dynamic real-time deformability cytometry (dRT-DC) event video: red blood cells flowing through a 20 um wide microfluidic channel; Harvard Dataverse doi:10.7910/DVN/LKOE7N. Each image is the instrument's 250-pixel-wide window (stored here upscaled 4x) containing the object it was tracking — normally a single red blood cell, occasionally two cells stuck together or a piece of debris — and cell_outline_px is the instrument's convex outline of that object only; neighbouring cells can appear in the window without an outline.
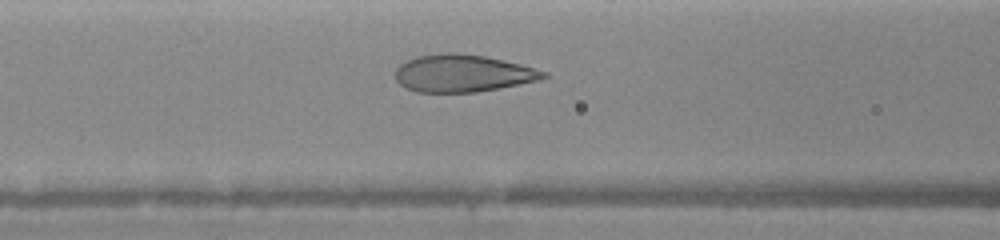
{"species": "human", "species_latin": "Homo sapiens", "temperature_condition": "warm", "stored_images_in_passage": 29, "camera_frame_rate_fps": 3000, "um_per_image_px": 0.085, "donor": {"sex": "female"}, "frame": {"image": 1, "passage_image": 12, "time_ms": 4.0, "image_size_px": [1000, 240], "cell_outline_px": [[548, 76], [540, 80], [520, 84], [476, 92], [416, 92], [404, 88], [396, 80], [396, 68], [400, 64], [416, 56], [448, 52], [452, 52], [484, 56], [504, 60], [520, 64], [548, 72]], "centroid_in_image_um": [39.33, 6.23], "position_along_channel_um": 127.3, "area_um2": 32.25}}
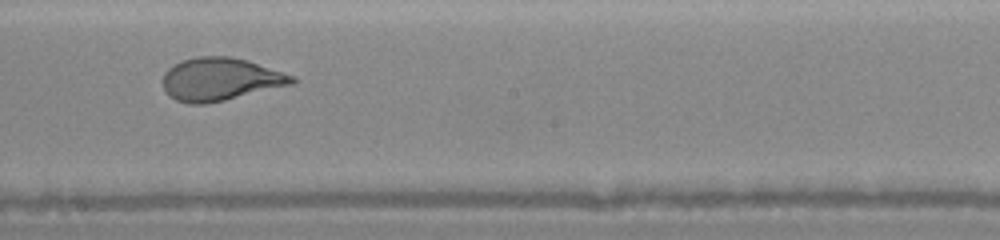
{"frame": {"image": 2, "passage_image": 18, "time_ms": 6.333, "image_size_px": [1000, 240], "cell_outline_px": [[296, 80], [292, 84], [224, 100], [204, 104], [188, 104], [176, 100], [168, 96], [164, 92], [164, 72], [172, 64], [184, 60], [200, 56], [228, 56], [248, 60], [296, 76]], "centroid_in_image_um": [18.71, 6.73], "position_along_channel_um": 229.5, "area_um2": 32.25}}
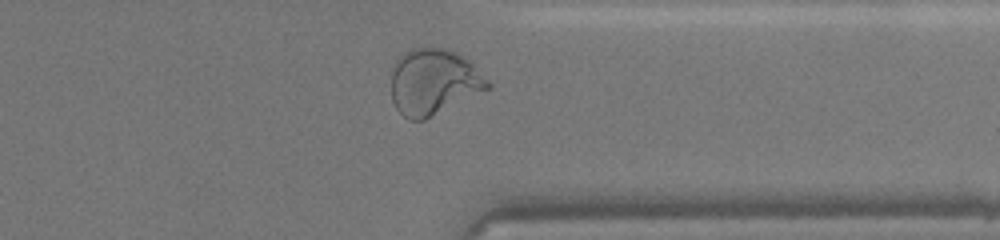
{"frame": {"image": 3, "passage_image": 27, "time_ms": 9.667, "image_size_px": [1000, 240], "cell_outline_px": [[492, 88], [424, 120], [408, 120], [396, 108], [392, 100], [392, 68], [400, 52], [412, 48], [444, 48], [456, 52], [468, 60], [492, 84]], "centroid_in_image_um": [36.85, 6.96], "position_along_channel_um": 374.5, "area_um2": 37.28}}